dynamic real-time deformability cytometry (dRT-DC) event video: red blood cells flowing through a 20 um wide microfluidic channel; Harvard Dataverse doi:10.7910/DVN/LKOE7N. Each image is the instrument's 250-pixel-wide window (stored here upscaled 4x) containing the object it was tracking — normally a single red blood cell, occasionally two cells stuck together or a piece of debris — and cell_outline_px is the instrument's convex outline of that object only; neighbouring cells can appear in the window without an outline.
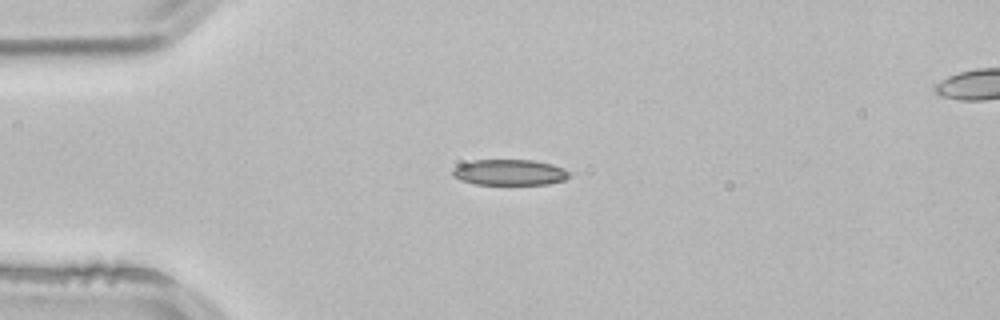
{"species": "common noctule bat (a hibernating species)", "species_latin": "Nyctalus noctula", "temperature_condition": "room temperature", "stored_images_in_passage": 2, "camera_frame_rate_fps": 3000, "um_per_image_px": 0.085, "animal": {"sex": "male", "body_mass_g": 21.5, "forearm_length_mm": 52.0}, "frame": {"image": 1, "passage_image": 1, "time_ms": 0.0, "image_size_px": [1000, 320], "cell_outline_px": [[576, 172], [572, 176], [564, 180], [548, 184], [476, 184], [460, 180], [452, 176], [452, 168], [460, 164], [472, 160], [532, 160], [552, 164]], "centroid_in_image_um": [43.37, 14.65], "position_along_channel_um": 41.6, "area_um2": 17.86}}